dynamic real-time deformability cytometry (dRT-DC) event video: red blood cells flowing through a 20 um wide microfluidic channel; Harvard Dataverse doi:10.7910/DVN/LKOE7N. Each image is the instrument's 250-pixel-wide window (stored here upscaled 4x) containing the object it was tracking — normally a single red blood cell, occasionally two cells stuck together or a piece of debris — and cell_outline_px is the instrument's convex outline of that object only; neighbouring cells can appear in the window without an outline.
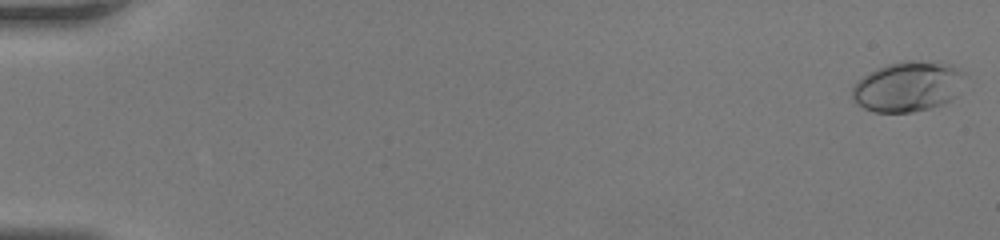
{"species": "human", "species_latin": "Homo sapiens", "temperature_condition": "room temperature", "stored_images_in_passage": 33, "camera_frame_rate_fps": 3000, "um_per_image_px": 0.085, "donor": {"sex": "female"}, "frame": {"image": 1, "passage_image": 1, "time_ms": 0.0, "image_size_px": [1000, 240], "cell_outline_px": [[964, 72], [956, 96], [940, 104], [928, 108], [912, 112], [872, 112], [856, 104], [852, 100], [852, 84], [856, 80], [888, 64], [904, 60], [920, 60], [948, 64]], "centroid_in_image_um": [77.1, 7.36], "position_along_channel_um": 7.9, "area_um2": 32.6}}
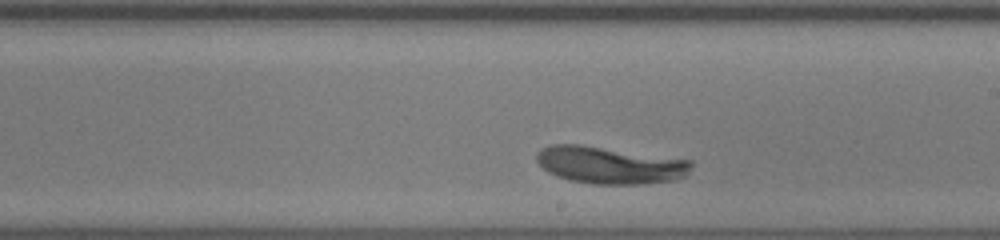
{"frame": {"image": 2, "passage_image": 21, "time_ms": 6.667, "image_size_px": [1000, 240], "cell_outline_px": [[692, 164], [688, 172], [684, 176], [676, 180], [640, 184], [592, 184], [572, 180], [556, 176], [548, 172], [536, 160], [536, 152], [540, 148], [548, 144], [580, 144], [692, 160]], "centroid_in_image_um": [51.81, 14.02], "position_along_channel_um": 237.2, "area_um2": 33.58}}
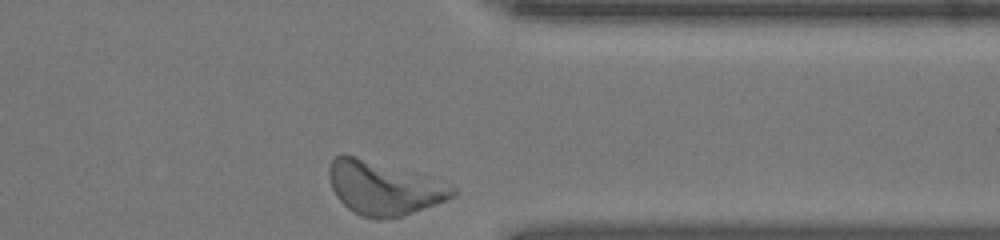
{"frame": {"image": 3, "passage_image": 33, "time_ms": 10.667, "image_size_px": [1000, 240], "cell_outline_px": [[456, 192], [452, 196], [444, 200], [400, 216], [380, 220], [376, 220], [360, 216], [352, 212], [336, 196], [332, 188], [328, 176], [328, 168], [332, 160], [336, 156], [356, 156], [456, 188]], "centroid_in_image_um": [32.48, 16.03], "position_along_channel_um": 378.9, "area_um2": 36.88}, "authors_computed_cell_mechanics": {"area_um2": 33.4084, "velocity_mm_per_s": 3.586, "shape_relaxation_time_tau1_ms": 1.2893, "shape_relaxation_time_tau2_ms": null, "deformation_change_tau1": 0.1023, "deformation_change_tau2": null}}